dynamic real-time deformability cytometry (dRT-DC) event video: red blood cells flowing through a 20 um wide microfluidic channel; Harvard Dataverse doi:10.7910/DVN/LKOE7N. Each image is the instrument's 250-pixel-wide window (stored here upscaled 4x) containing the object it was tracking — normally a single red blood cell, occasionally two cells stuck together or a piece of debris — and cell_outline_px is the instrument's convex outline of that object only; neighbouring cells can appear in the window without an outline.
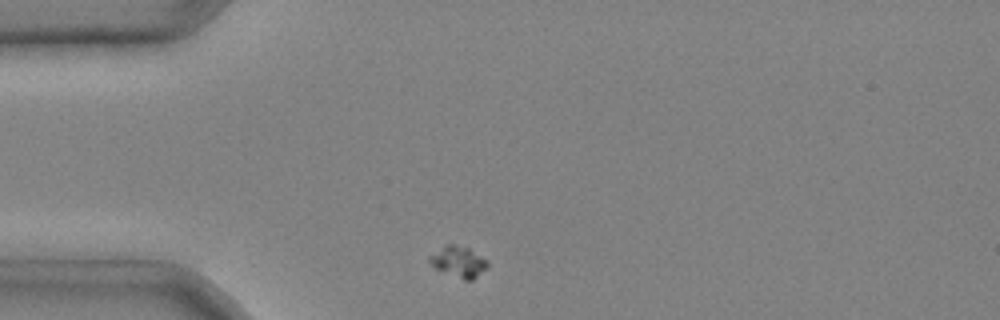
{"species": "common noctule bat (a hibernating species)", "species_latin": "Nyctalus noctula", "temperature_condition": "cold", "stored_images_in_passage": 3, "camera_frame_rate_fps": 3000, "um_per_image_px": 0.085, "animal": {"sex": "male", "body_mass_g": 20.4}, "frame": {"image": 1, "passage_image": 1, "time_ms": 0.0, "image_size_px": [1000, 320], "cell_outline_px": [[488, 268], [472, 280], [464, 280], [436, 268], [428, 260], [428, 256], [448, 244], [456, 244], [468, 248], [488, 260]], "centroid_in_image_um": [39.01, 22.25], "position_along_channel_um": 46.0, "area_um2": 10.29}}